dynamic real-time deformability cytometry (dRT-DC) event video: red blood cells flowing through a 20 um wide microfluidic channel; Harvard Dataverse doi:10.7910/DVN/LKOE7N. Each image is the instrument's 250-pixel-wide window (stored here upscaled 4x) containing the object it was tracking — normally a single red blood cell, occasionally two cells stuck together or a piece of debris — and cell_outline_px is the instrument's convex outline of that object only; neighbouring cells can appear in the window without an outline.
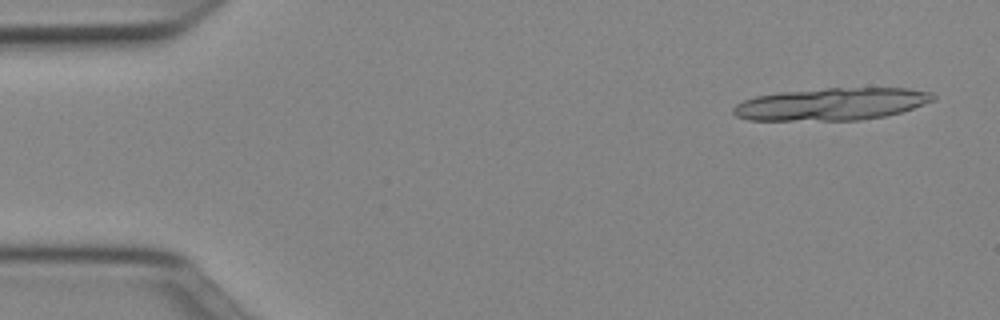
{"species": "Egyptian fruit bat (a non-hibernating species)", "species_latin": "Rousettus aegyptiacus", "temperature_condition": "cold", "stored_images_in_passage": 18, "camera_frame_rate_fps": 3000, "um_per_image_px": 0.085, "animal": {"sex": "female"}, "frame": {"image": 1, "passage_image": 2, "time_ms": 0.333, "image_size_px": [1000, 320], "cell_outline_px": [[936, 100], [900, 112], [884, 116], [860, 120], [748, 120], [736, 116], [732, 112], [732, 108], [736, 104], [744, 100], [756, 96], [780, 92], [828, 88], [908, 88], [932, 92], [936, 96]], "centroid_in_image_um": [70.69, 8.84], "position_along_channel_um": 14.3, "area_um2": 37.69}}